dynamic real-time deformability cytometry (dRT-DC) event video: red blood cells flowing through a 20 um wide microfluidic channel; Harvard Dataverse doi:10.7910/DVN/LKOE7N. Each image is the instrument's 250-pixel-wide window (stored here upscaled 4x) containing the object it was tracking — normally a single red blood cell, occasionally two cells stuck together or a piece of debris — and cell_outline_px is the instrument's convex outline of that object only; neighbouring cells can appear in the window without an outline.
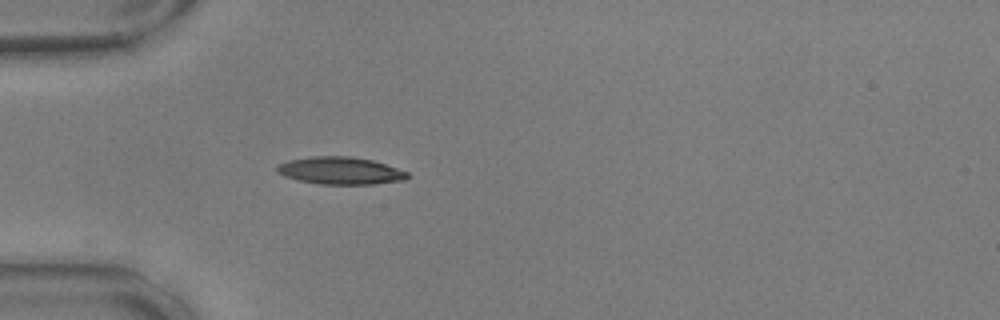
{"species": "common noctule bat (a hibernating species)", "species_latin": "Nyctalus noctula", "temperature_condition": "warm", "stored_images_in_passage": 37, "camera_frame_rate_fps": 3000, "um_per_image_px": 0.085, "animal": {"sex": "male", "body_mass_g": 17.9, "forearm_length_mm": 54.2}, "frame": {"image": 1, "passage_image": 1, "time_ms": 0.0, "image_size_px": [1000, 320], "cell_outline_px": [[408, 176], [404, 180], [372, 184], [320, 184], [296, 180], [284, 176], [276, 172], [276, 168], [280, 164], [288, 160], [312, 156], [352, 156], [372, 160], [408, 172]], "centroid_in_image_um": [28.89, 14.5], "position_along_channel_um": 56.1, "area_um2": 20.75}}
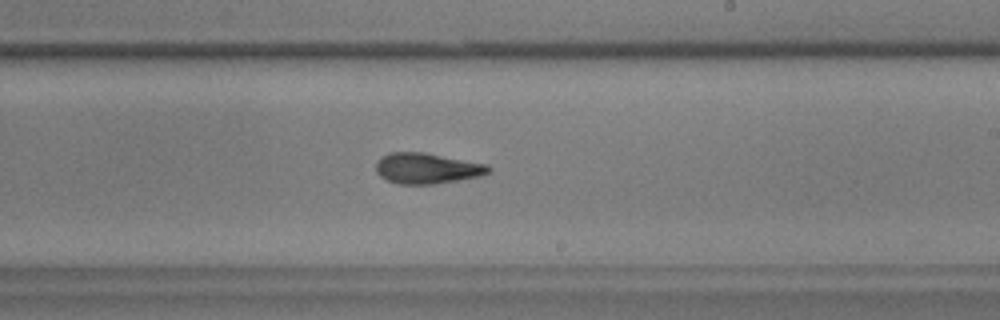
{"frame": {"image": 2, "passage_image": 18, "time_ms": 5.667, "image_size_px": [1000, 320], "cell_outline_px": [[492, 168], [488, 172], [480, 176], [432, 184], [400, 184], [388, 180], [380, 176], [376, 172], [376, 160], [380, 156], [392, 152], [424, 152], [488, 164]], "centroid_in_image_um": [36.27, 14.29], "position_along_channel_um": 252.7, "area_um2": 20.11}}
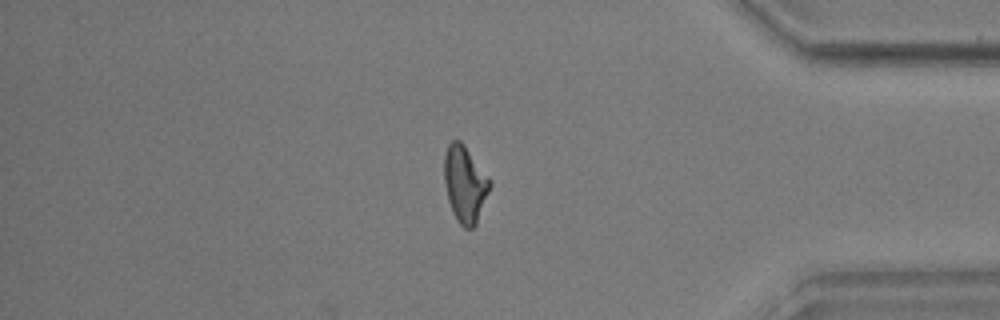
{"frame": {"image": 3, "passage_image": 32, "time_ms": 10.333, "image_size_px": [1000, 320], "cell_outline_px": [[492, 184], [476, 224], [472, 228], [464, 228], [456, 220], [452, 212], [448, 200], [444, 180], [444, 156], [448, 144], [452, 140], [460, 140], [464, 144], [492, 180]], "centroid_in_image_um": [39.52, 15.63], "position_along_channel_um": 395.7, "area_um2": 20.52}}